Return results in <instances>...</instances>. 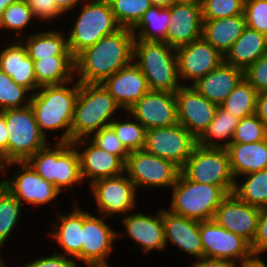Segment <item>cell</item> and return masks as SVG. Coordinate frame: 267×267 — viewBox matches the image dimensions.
<instances>
[{
    "label": "cell",
    "instance_id": "obj_1",
    "mask_svg": "<svg viewBox=\"0 0 267 267\" xmlns=\"http://www.w3.org/2000/svg\"><path fill=\"white\" fill-rule=\"evenodd\" d=\"M135 37L128 28L104 36L75 58V79L80 83H102L133 62Z\"/></svg>",
    "mask_w": 267,
    "mask_h": 267
},
{
    "label": "cell",
    "instance_id": "obj_2",
    "mask_svg": "<svg viewBox=\"0 0 267 267\" xmlns=\"http://www.w3.org/2000/svg\"><path fill=\"white\" fill-rule=\"evenodd\" d=\"M79 87L80 82L74 78L66 83L39 87L32 94L30 105L45 137H48V131L61 130V136L56 134L54 140L71 142V125Z\"/></svg>",
    "mask_w": 267,
    "mask_h": 267
},
{
    "label": "cell",
    "instance_id": "obj_3",
    "mask_svg": "<svg viewBox=\"0 0 267 267\" xmlns=\"http://www.w3.org/2000/svg\"><path fill=\"white\" fill-rule=\"evenodd\" d=\"M122 109L102 83H80L71 125V142L90 138L108 126Z\"/></svg>",
    "mask_w": 267,
    "mask_h": 267
},
{
    "label": "cell",
    "instance_id": "obj_4",
    "mask_svg": "<svg viewBox=\"0 0 267 267\" xmlns=\"http://www.w3.org/2000/svg\"><path fill=\"white\" fill-rule=\"evenodd\" d=\"M133 62L144 74L150 90L175 93L182 86L176 49L164 41L134 40Z\"/></svg>",
    "mask_w": 267,
    "mask_h": 267
},
{
    "label": "cell",
    "instance_id": "obj_5",
    "mask_svg": "<svg viewBox=\"0 0 267 267\" xmlns=\"http://www.w3.org/2000/svg\"><path fill=\"white\" fill-rule=\"evenodd\" d=\"M53 144L37 151L27 162L38 175L61 192L74 185L83 184L79 155L75 146L71 142Z\"/></svg>",
    "mask_w": 267,
    "mask_h": 267
},
{
    "label": "cell",
    "instance_id": "obj_6",
    "mask_svg": "<svg viewBox=\"0 0 267 267\" xmlns=\"http://www.w3.org/2000/svg\"><path fill=\"white\" fill-rule=\"evenodd\" d=\"M80 5L74 25L67 33L68 47L74 58L121 28L108 0H86Z\"/></svg>",
    "mask_w": 267,
    "mask_h": 267
},
{
    "label": "cell",
    "instance_id": "obj_7",
    "mask_svg": "<svg viewBox=\"0 0 267 267\" xmlns=\"http://www.w3.org/2000/svg\"><path fill=\"white\" fill-rule=\"evenodd\" d=\"M171 189L172 200L168 210L197 221L214 219L216 209L228 195L220 186L196 183L181 173Z\"/></svg>",
    "mask_w": 267,
    "mask_h": 267
},
{
    "label": "cell",
    "instance_id": "obj_8",
    "mask_svg": "<svg viewBox=\"0 0 267 267\" xmlns=\"http://www.w3.org/2000/svg\"><path fill=\"white\" fill-rule=\"evenodd\" d=\"M188 180L220 186L227 194L234 191L236 180L230 167L227 148L194 147L191 155L180 168Z\"/></svg>",
    "mask_w": 267,
    "mask_h": 267
},
{
    "label": "cell",
    "instance_id": "obj_9",
    "mask_svg": "<svg viewBox=\"0 0 267 267\" xmlns=\"http://www.w3.org/2000/svg\"><path fill=\"white\" fill-rule=\"evenodd\" d=\"M9 135L8 162L27 161L48 145V138L40 131L31 105L0 111Z\"/></svg>",
    "mask_w": 267,
    "mask_h": 267
},
{
    "label": "cell",
    "instance_id": "obj_10",
    "mask_svg": "<svg viewBox=\"0 0 267 267\" xmlns=\"http://www.w3.org/2000/svg\"><path fill=\"white\" fill-rule=\"evenodd\" d=\"M125 173L136 189L172 188L180 168L172 161L160 158L144 150L129 152Z\"/></svg>",
    "mask_w": 267,
    "mask_h": 267
},
{
    "label": "cell",
    "instance_id": "obj_11",
    "mask_svg": "<svg viewBox=\"0 0 267 267\" xmlns=\"http://www.w3.org/2000/svg\"><path fill=\"white\" fill-rule=\"evenodd\" d=\"M19 166L18 171L8 179L1 180L2 184L14 195V197L23 206L31 204V206L39 207L47 205L61 194L53 184L47 182L27 161H12L4 164L3 173L11 168V166ZM8 168V169H7Z\"/></svg>",
    "mask_w": 267,
    "mask_h": 267
},
{
    "label": "cell",
    "instance_id": "obj_12",
    "mask_svg": "<svg viewBox=\"0 0 267 267\" xmlns=\"http://www.w3.org/2000/svg\"><path fill=\"white\" fill-rule=\"evenodd\" d=\"M89 188L97 213L109 219L119 214L124 216L137 208L138 191L126 173L96 180Z\"/></svg>",
    "mask_w": 267,
    "mask_h": 267
},
{
    "label": "cell",
    "instance_id": "obj_13",
    "mask_svg": "<svg viewBox=\"0 0 267 267\" xmlns=\"http://www.w3.org/2000/svg\"><path fill=\"white\" fill-rule=\"evenodd\" d=\"M106 220L103 215L97 217L83 211L81 262L87 267H111L107 260L121 233L107 225Z\"/></svg>",
    "mask_w": 267,
    "mask_h": 267
},
{
    "label": "cell",
    "instance_id": "obj_14",
    "mask_svg": "<svg viewBox=\"0 0 267 267\" xmlns=\"http://www.w3.org/2000/svg\"><path fill=\"white\" fill-rule=\"evenodd\" d=\"M196 145L197 139L177 123L169 127L147 129L143 150L170 160L181 168Z\"/></svg>",
    "mask_w": 267,
    "mask_h": 267
},
{
    "label": "cell",
    "instance_id": "obj_15",
    "mask_svg": "<svg viewBox=\"0 0 267 267\" xmlns=\"http://www.w3.org/2000/svg\"><path fill=\"white\" fill-rule=\"evenodd\" d=\"M200 235L204 258L228 260L236 264L253 256L247 240L224 229L214 219L200 221Z\"/></svg>",
    "mask_w": 267,
    "mask_h": 267
},
{
    "label": "cell",
    "instance_id": "obj_16",
    "mask_svg": "<svg viewBox=\"0 0 267 267\" xmlns=\"http://www.w3.org/2000/svg\"><path fill=\"white\" fill-rule=\"evenodd\" d=\"M126 113L146 129L169 127L178 123L175 93L169 91L149 90Z\"/></svg>",
    "mask_w": 267,
    "mask_h": 267
},
{
    "label": "cell",
    "instance_id": "obj_17",
    "mask_svg": "<svg viewBox=\"0 0 267 267\" xmlns=\"http://www.w3.org/2000/svg\"><path fill=\"white\" fill-rule=\"evenodd\" d=\"M178 74L182 84L195 83L198 79L224 62V56L203 38L176 48ZM187 81V82H186Z\"/></svg>",
    "mask_w": 267,
    "mask_h": 267
},
{
    "label": "cell",
    "instance_id": "obj_18",
    "mask_svg": "<svg viewBox=\"0 0 267 267\" xmlns=\"http://www.w3.org/2000/svg\"><path fill=\"white\" fill-rule=\"evenodd\" d=\"M178 124L184 126L196 139L215 117L218 105L198 93L190 84L175 92Z\"/></svg>",
    "mask_w": 267,
    "mask_h": 267
},
{
    "label": "cell",
    "instance_id": "obj_19",
    "mask_svg": "<svg viewBox=\"0 0 267 267\" xmlns=\"http://www.w3.org/2000/svg\"><path fill=\"white\" fill-rule=\"evenodd\" d=\"M169 8L170 26L164 42L176 49L202 38L203 17L200 1H176Z\"/></svg>",
    "mask_w": 267,
    "mask_h": 267
},
{
    "label": "cell",
    "instance_id": "obj_20",
    "mask_svg": "<svg viewBox=\"0 0 267 267\" xmlns=\"http://www.w3.org/2000/svg\"><path fill=\"white\" fill-rule=\"evenodd\" d=\"M71 143L79 155L83 182L89 180L90 185L96 180L125 173V163L118 156L99 148L89 138Z\"/></svg>",
    "mask_w": 267,
    "mask_h": 267
},
{
    "label": "cell",
    "instance_id": "obj_21",
    "mask_svg": "<svg viewBox=\"0 0 267 267\" xmlns=\"http://www.w3.org/2000/svg\"><path fill=\"white\" fill-rule=\"evenodd\" d=\"M260 208L228 194L216 209L214 220L224 229L242 236L250 244L254 240Z\"/></svg>",
    "mask_w": 267,
    "mask_h": 267
},
{
    "label": "cell",
    "instance_id": "obj_22",
    "mask_svg": "<svg viewBox=\"0 0 267 267\" xmlns=\"http://www.w3.org/2000/svg\"><path fill=\"white\" fill-rule=\"evenodd\" d=\"M133 214H132V213ZM122 218V226L125 233L134 241L135 245H140L144 255L152 250H165L166 244L163 230V208H159L156 215L131 211ZM135 212V213H134Z\"/></svg>",
    "mask_w": 267,
    "mask_h": 267
},
{
    "label": "cell",
    "instance_id": "obj_23",
    "mask_svg": "<svg viewBox=\"0 0 267 267\" xmlns=\"http://www.w3.org/2000/svg\"><path fill=\"white\" fill-rule=\"evenodd\" d=\"M163 230L166 247L177 245L179 251L195 258H204L200 221L186 218L163 208Z\"/></svg>",
    "mask_w": 267,
    "mask_h": 267
},
{
    "label": "cell",
    "instance_id": "obj_24",
    "mask_svg": "<svg viewBox=\"0 0 267 267\" xmlns=\"http://www.w3.org/2000/svg\"><path fill=\"white\" fill-rule=\"evenodd\" d=\"M102 84L125 112L150 90L144 74L134 62L107 77Z\"/></svg>",
    "mask_w": 267,
    "mask_h": 267
},
{
    "label": "cell",
    "instance_id": "obj_25",
    "mask_svg": "<svg viewBox=\"0 0 267 267\" xmlns=\"http://www.w3.org/2000/svg\"><path fill=\"white\" fill-rule=\"evenodd\" d=\"M12 42V43H11ZM0 51V70L32 94L39 89L33 60L28 56L26 46L21 40H10Z\"/></svg>",
    "mask_w": 267,
    "mask_h": 267
},
{
    "label": "cell",
    "instance_id": "obj_26",
    "mask_svg": "<svg viewBox=\"0 0 267 267\" xmlns=\"http://www.w3.org/2000/svg\"><path fill=\"white\" fill-rule=\"evenodd\" d=\"M73 203V209L69 214H59L58 220L52 224L54 230L49 232L48 235L63 251L60 253L55 249L54 252L74 258L80 266L83 210L78 201Z\"/></svg>",
    "mask_w": 267,
    "mask_h": 267
},
{
    "label": "cell",
    "instance_id": "obj_27",
    "mask_svg": "<svg viewBox=\"0 0 267 267\" xmlns=\"http://www.w3.org/2000/svg\"><path fill=\"white\" fill-rule=\"evenodd\" d=\"M244 78V70L223 62L191 86L209 101L220 106Z\"/></svg>",
    "mask_w": 267,
    "mask_h": 267
},
{
    "label": "cell",
    "instance_id": "obj_28",
    "mask_svg": "<svg viewBox=\"0 0 267 267\" xmlns=\"http://www.w3.org/2000/svg\"><path fill=\"white\" fill-rule=\"evenodd\" d=\"M230 167L237 177L267 169V139L254 143H231L227 147Z\"/></svg>",
    "mask_w": 267,
    "mask_h": 267
},
{
    "label": "cell",
    "instance_id": "obj_29",
    "mask_svg": "<svg viewBox=\"0 0 267 267\" xmlns=\"http://www.w3.org/2000/svg\"><path fill=\"white\" fill-rule=\"evenodd\" d=\"M245 28L244 14L216 20H203L202 38L225 56Z\"/></svg>",
    "mask_w": 267,
    "mask_h": 267
},
{
    "label": "cell",
    "instance_id": "obj_30",
    "mask_svg": "<svg viewBox=\"0 0 267 267\" xmlns=\"http://www.w3.org/2000/svg\"><path fill=\"white\" fill-rule=\"evenodd\" d=\"M265 53H267V36L246 27L224 56V62L245 70Z\"/></svg>",
    "mask_w": 267,
    "mask_h": 267
},
{
    "label": "cell",
    "instance_id": "obj_31",
    "mask_svg": "<svg viewBox=\"0 0 267 267\" xmlns=\"http://www.w3.org/2000/svg\"><path fill=\"white\" fill-rule=\"evenodd\" d=\"M32 60L39 87L66 83L75 78L73 55H54Z\"/></svg>",
    "mask_w": 267,
    "mask_h": 267
},
{
    "label": "cell",
    "instance_id": "obj_32",
    "mask_svg": "<svg viewBox=\"0 0 267 267\" xmlns=\"http://www.w3.org/2000/svg\"><path fill=\"white\" fill-rule=\"evenodd\" d=\"M25 37L21 41L26 46L28 56L31 59L51 58L54 55H72L68 47L67 34L61 30L35 31V33H30Z\"/></svg>",
    "mask_w": 267,
    "mask_h": 267
},
{
    "label": "cell",
    "instance_id": "obj_33",
    "mask_svg": "<svg viewBox=\"0 0 267 267\" xmlns=\"http://www.w3.org/2000/svg\"><path fill=\"white\" fill-rule=\"evenodd\" d=\"M239 120V118L218 106L215 117L197 139V144L206 148H227L232 142Z\"/></svg>",
    "mask_w": 267,
    "mask_h": 267
},
{
    "label": "cell",
    "instance_id": "obj_34",
    "mask_svg": "<svg viewBox=\"0 0 267 267\" xmlns=\"http://www.w3.org/2000/svg\"><path fill=\"white\" fill-rule=\"evenodd\" d=\"M170 26V8L152 5L131 29L135 40L165 41Z\"/></svg>",
    "mask_w": 267,
    "mask_h": 267
},
{
    "label": "cell",
    "instance_id": "obj_35",
    "mask_svg": "<svg viewBox=\"0 0 267 267\" xmlns=\"http://www.w3.org/2000/svg\"><path fill=\"white\" fill-rule=\"evenodd\" d=\"M241 177L244 183L236 181L233 193L247 204L257 208L267 207V169L242 175L239 179Z\"/></svg>",
    "mask_w": 267,
    "mask_h": 267
},
{
    "label": "cell",
    "instance_id": "obj_36",
    "mask_svg": "<svg viewBox=\"0 0 267 267\" xmlns=\"http://www.w3.org/2000/svg\"><path fill=\"white\" fill-rule=\"evenodd\" d=\"M257 94L256 89L243 78L220 106L243 119L255 114Z\"/></svg>",
    "mask_w": 267,
    "mask_h": 267
},
{
    "label": "cell",
    "instance_id": "obj_37",
    "mask_svg": "<svg viewBox=\"0 0 267 267\" xmlns=\"http://www.w3.org/2000/svg\"><path fill=\"white\" fill-rule=\"evenodd\" d=\"M21 203L0 183V250L9 240L10 234L17 227L21 216Z\"/></svg>",
    "mask_w": 267,
    "mask_h": 267
},
{
    "label": "cell",
    "instance_id": "obj_38",
    "mask_svg": "<svg viewBox=\"0 0 267 267\" xmlns=\"http://www.w3.org/2000/svg\"><path fill=\"white\" fill-rule=\"evenodd\" d=\"M35 20L32 10L28 7L25 0H19L16 3L9 5L0 18V29L3 31L16 32L13 33L14 40H21L26 36L23 32ZM23 32V34H22ZM23 36V37H22Z\"/></svg>",
    "mask_w": 267,
    "mask_h": 267
},
{
    "label": "cell",
    "instance_id": "obj_39",
    "mask_svg": "<svg viewBox=\"0 0 267 267\" xmlns=\"http://www.w3.org/2000/svg\"><path fill=\"white\" fill-rule=\"evenodd\" d=\"M121 28L132 29L152 6L150 0H108Z\"/></svg>",
    "mask_w": 267,
    "mask_h": 267
},
{
    "label": "cell",
    "instance_id": "obj_40",
    "mask_svg": "<svg viewBox=\"0 0 267 267\" xmlns=\"http://www.w3.org/2000/svg\"><path fill=\"white\" fill-rule=\"evenodd\" d=\"M115 118L109 125L113 128L121 144L128 152L143 150L146 128L135 118L119 121Z\"/></svg>",
    "mask_w": 267,
    "mask_h": 267
},
{
    "label": "cell",
    "instance_id": "obj_41",
    "mask_svg": "<svg viewBox=\"0 0 267 267\" xmlns=\"http://www.w3.org/2000/svg\"><path fill=\"white\" fill-rule=\"evenodd\" d=\"M32 93L0 70V111L30 105Z\"/></svg>",
    "mask_w": 267,
    "mask_h": 267
},
{
    "label": "cell",
    "instance_id": "obj_42",
    "mask_svg": "<svg viewBox=\"0 0 267 267\" xmlns=\"http://www.w3.org/2000/svg\"><path fill=\"white\" fill-rule=\"evenodd\" d=\"M245 0H200L203 20L244 14Z\"/></svg>",
    "mask_w": 267,
    "mask_h": 267
},
{
    "label": "cell",
    "instance_id": "obj_43",
    "mask_svg": "<svg viewBox=\"0 0 267 267\" xmlns=\"http://www.w3.org/2000/svg\"><path fill=\"white\" fill-rule=\"evenodd\" d=\"M267 139V127L256 114L239 120L231 143H254Z\"/></svg>",
    "mask_w": 267,
    "mask_h": 267
},
{
    "label": "cell",
    "instance_id": "obj_44",
    "mask_svg": "<svg viewBox=\"0 0 267 267\" xmlns=\"http://www.w3.org/2000/svg\"><path fill=\"white\" fill-rule=\"evenodd\" d=\"M89 139L99 148L118 156L124 163L126 162L129 152L121 144L116 133L110 125L101 128Z\"/></svg>",
    "mask_w": 267,
    "mask_h": 267
},
{
    "label": "cell",
    "instance_id": "obj_45",
    "mask_svg": "<svg viewBox=\"0 0 267 267\" xmlns=\"http://www.w3.org/2000/svg\"><path fill=\"white\" fill-rule=\"evenodd\" d=\"M246 27L267 36V0H245Z\"/></svg>",
    "mask_w": 267,
    "mask_h": 267
},
{
    "label": "cell",
    "instance_id": "obj_46",
    "mask_svg": "<svg viewBox=\"0 0 267 267\" xmlns=\"http://www.w3.org/2000/svg\"><path fill=\"white\" fill-rule=\"evenodd\" d=\"M28 7L32 10L35 21L45 22L56 20L65 15L57 6L55 0H25Z\"/></svg>",
    "mask_w": 267,
    "mask_h": 267
},
{
    "label": "cell",
    "instance_id": "obj_47",
    "mask_svg": "<svg viewBox=\"0 0 267 267\" xmlns=\"http://www.w3.org/2000/svg\"><path fill=\"white\" fill-rule=\"evenodd\" d=\"M244 78L258 93L267 90V53L244 70Z\"/></svg>",
    "mask_w": 267,
    "mask_h": 267
},
{
    "label": "cell",
    "instance_id": "obj_48",
    "mask_svg": "<svg viewBox=\"0 0 267 267\" xmlns=\"http://www.w3.org/2000/svg\"><path fill=\"white\" fill-rule=\"evenodd\" d=\"M18 267V266H17ZM19 267H81L78 265L77 261L69 256L59 254L56 252H52V254L47 255V257L43 255L40 258H35V260L30 261L29 263H25L19 265Z\"/></svg>",
    "mask_w": 267,
    "mask_h": 267
},
{
    "label": "cell",
    "instance_id": "obj_49",
    "mask_svg": "<svg viewBox=\"0 0 267 267\" xmlns=\"http://www.w3.org/2000/svg\"><path fill=\"white\" fill-rule=\"evenodd\" d=\"M250 248L253 256H261L267 252V207L260 208L257 229Z\"/></svg>",
    "mask_w": 267,
    "mask_h": 267
},
{
    "label": "cell",
    "instance_id": "obj_50",
    "mask_svg": "<svg viewBox=\"0 0 267 267\" xmlns=\"http://www.w3.org/2000/svg\"><path fill=\"white\" fill-rule=\"evenodd\" d=\"M9 135L4 115L0 112V159L3 164L8 163Z\"/></svg>",
    "mask_w": 267,
    "mask_h": 267
},
{
    "label": "cell",
    "instance_id": "obj_51",
    "mask_svg": "<svg viewBox=\"0 0 267 267\" xmlns=\"http://www.w3.org/2000/svg\"><path fill=\"white\" fill-rule=\"evenodd\" d=\"M235 263L222 260V259H211V258H201L196 259L193 264L189 267H234Z\"/></svg>",
    "mask_w": 267,
    "mask_h": 267
},
{
    "label": "cell",
    "instance_id": "obj_52",
    "mask_svg": "<svg viewBox=\"0 0 267 267\" xmlns=\"http://www.w3.org/2000/svg\"><path fill=\"white\" fill-rule=\"evenodd\" d=\"M255 114L267 127V90L257 94Z\"/></svg>",
    "mask_w": 267,
    "mask_h": 267
},
{
    "label": "cell",
    "instance_id": "obj_53",
    "mask_svg": "<svg viewBox=\"0 0 267 267\" xmlns=\"http://www.w3.org/2000/svg\"><path fill=\"white\" fill-rule=\"evenodd\" d=\"M57 6L67 14L71 10L73 11L74 8L78 7L81 3L85 2L86 0H55ZM68 11V12H67Z\"/></svg>",
    "mask_w": 267,
    "mask_h": 267
},
{
    "label": "cell",
    "instance_id": "obj_54",
    "mask_svg": "<svg viewBox=\"0 0 267 267\" xmlns=\"http://www.w3.org/2000/svg\"><path fill=\"white\" fill-rule=\"evenodd\" d=\"M263 260L260 256H252L248 260L236 263L234 267H267L266 262Z\"/></svg>",
    "mask_w": 267,
    "mask_h": 267
},
{
    "label": "cell",
    "instance_id": "obj_55",
    "mask_svg": "<svg viewBox=\"0 0 267 267\" xmlns=\"http://www.w3.org/2000/svg\"><path fill=\"white\" fill-rule=\"evenodd\" d=\"M150 2L155 6L169 7L172 3L176 2V0H150Z\"/></svg>",
    "mask_w": 267,
    "mask_h": 267
},
{
    "label": "cell",
    "instance_id": "obj_56",
    "mask_svg": "<svg viewBox=\"0 0 267 267\" xmlns=\"http://www.w3.org/2000/svg\"><path fill=\"white\" fill-rule=\"evenodd\" d=\"M19 0H0V18L4 10L11 4L18 2Z\"/></svg>",
    "mask_w": 267,
    "mask_h": 267
},
{
    "label": "cell",
    "instance_id": "obj_57",
    "mask_svg": "<svg viewBox=\"0 0 267 267\" xmlns=\"http://www.w3.org/2000/svg\"><path fill=\"white\" fill-rule=\"evenodd\" d=\"M3 168H4V164L2 163V161H1V159H0V179H1V175L3 174ZM2 181H0V183H1Z\"/></svg>",
    "mask_w": 267,
    "mask_h": 267
},
{
    "label": "cell",
    "instance_id": "obj_58",
    "mask_svg": "<svg viewBox=\"0 0 267 267\" xmlns=\"http://www.w3.org/2000/svg\"><path fill=\"white\" fill-rule=\"evenodd\" d=\"M0 254H2L1 252H0ZM2 256H0V266L3 264V262H5V259L4 258H1Z\"/></svg>",
    "mask_w": 267,
    "mask_h": 267
},
{
    "label": "cell",
    "instance_id": "obj_59",
    "mask_svg": "<svg viewBox=\"0 0 267 267\" xmlns=\"http://www.w3.org/2000/svg\"><path fill=\"white\" fill-rule=\"evenodd\" d=\"M6 263V261L5 262H3V264L0 266V267H8V265L7 264H5Z\"/></svg>",
    "mask_w": 267,
    "mask_h": 267
}]
</instances>
